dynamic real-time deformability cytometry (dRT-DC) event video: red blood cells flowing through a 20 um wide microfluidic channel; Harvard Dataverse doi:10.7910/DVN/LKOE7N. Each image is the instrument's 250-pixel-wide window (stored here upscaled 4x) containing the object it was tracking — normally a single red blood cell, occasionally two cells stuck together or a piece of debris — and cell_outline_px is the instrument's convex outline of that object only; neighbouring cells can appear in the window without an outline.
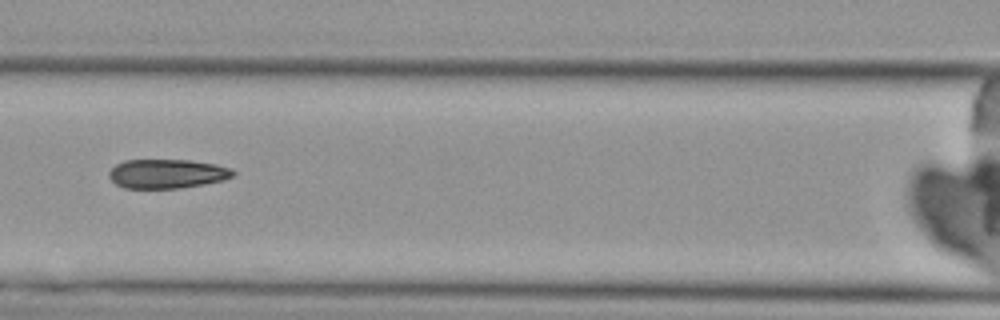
{"species": "Egyptian fruit bat (a non-hibernating species)", "species_latin": "Rousettus aegyptiacus", "temperature_condition": "cold", "stored_images_in_passage": 4, "camera_frame_rate_fps": 3000, "um_per_image_px": 0.085, "animal": {"sex": "female"}, "frame": {"image": 1, "passage_image": 3, "time_ms": 2.333, "image_size_px": [1000, 320], "cell_outline_px": [[236, 172], [232, 176], [224, 180], [204, 184], [176, 188], [124, 188], [116, 184], [108, 176], [108, 172], [116, 164], [124, 160], [192, 160], [216, 164], [232, 168]], "centroid_in_image_um": [14.21, 14.76], "position_along_channel_um": 152.4, "area_um2": 21.15}}
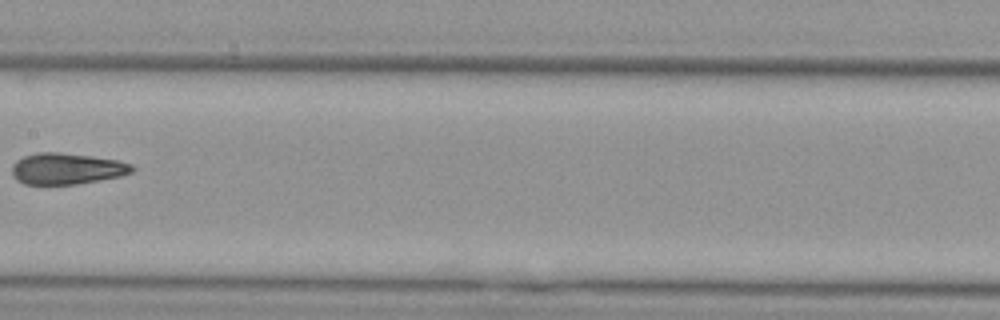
{"frame": {"image": 2, "passage_image": 4, "time_ms": 3.667, "image_size_px": [1000, 320], "cell_outline_px": [[136, 168], [132, 172], [120, 176], [76, 184], [24, 184], [16, 180], [12, 176], [12, 164], [16, 160], [24, 156], [36, 152], [60, 152], [92, 156], [116, 160], [132, 164]], "centroid_in_image_um": [5.64, 14.33], "position_along_channel_um": 201.8, "area_um2": 21.96}}